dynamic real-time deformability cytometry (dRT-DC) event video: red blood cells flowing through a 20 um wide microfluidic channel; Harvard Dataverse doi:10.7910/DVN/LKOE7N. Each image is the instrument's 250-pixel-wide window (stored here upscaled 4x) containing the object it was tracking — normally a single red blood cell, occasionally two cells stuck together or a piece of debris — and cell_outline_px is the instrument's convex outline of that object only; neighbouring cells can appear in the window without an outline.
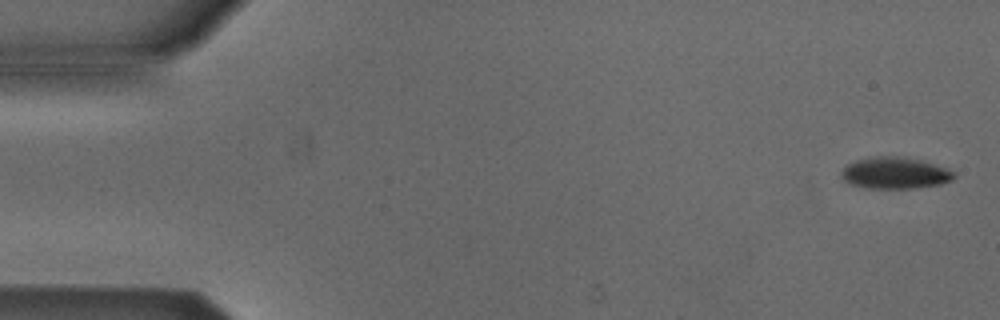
{"species": "Egyptian fruit bat (a non-hibernating species)", "species_latin": "Rousettus aegyptiacus", "temperature_condition": "cold", "stored_images_in_passage": 4, "camera_frame_rate_fps": 3000, "um_per_image_px": 0.085, "animal": {"sex": "male"}, "frame": {"image": 1, "passage_image": 1, "time_ms": 0.0, "image_size_px": [1000, 320], "cell_outline_px": [[956, 176], [952, 180], [940, 184], [916, 188], [864, 188], [848, 184], [840, 176], [840, 172], [848, 164], [856, 160], [876, 156], [900, 156], [920, 160], [944, 168], [952, 172]], "centroid_in_image_um": [76.01, 14.71], "position_along_channel_um": 9.0, "area_um2": 20.63}}
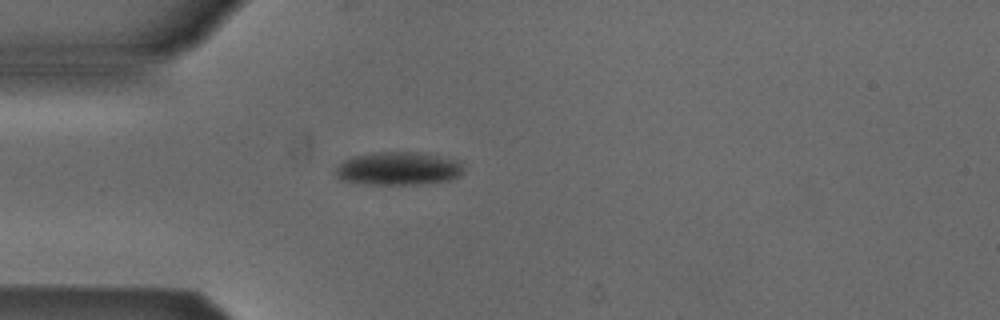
{"frame": {"image": 2, "passage_image": 4, "time_ms": 4.333, "image_size_px": [1000, 320], "cell_outline_px": [[464, 172], [460, 176], [448, 180], [420, 184], [368, 184], [340, 180], [336, 176], [336, 168], [344, 160], [356, 156], [380, 152], [408, 152], [440, 156], [460, 160], [464, 168]], "centroid_in_image_um": [33.9, 14.34], "position_along_channel_um": 51.1, "area_um2": 24.57}}